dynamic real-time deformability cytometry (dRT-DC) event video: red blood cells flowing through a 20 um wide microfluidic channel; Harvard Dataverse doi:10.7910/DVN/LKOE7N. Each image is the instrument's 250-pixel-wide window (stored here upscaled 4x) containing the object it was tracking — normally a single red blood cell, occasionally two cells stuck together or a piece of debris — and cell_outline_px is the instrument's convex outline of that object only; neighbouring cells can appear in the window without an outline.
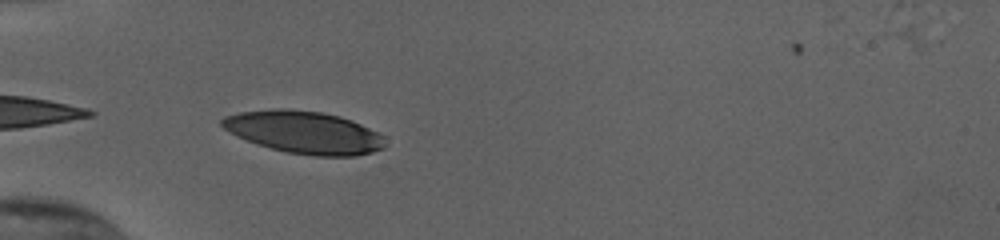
{"species": "human", "species_latin": "Homo sapiens", "temperature_condition": "cold", "stored_images_in_passage": 35, "camera_frame_rate_fps": 3000, "um_per_image_px": 0.085, "donor": {"sex": "female"}, "frame": {"image": 1, "passage_image": 1, "time_ms": 0.0, "image_size_px": [1000, 240], "cell_outline_px": [[384, 148], [372, 152], [356, 156], [316, 156], [288, 152], [272, 148], [236, 136], [224, 128], [220, 124], [220, 120], [224, 116], [240, 112], [276, 108], [288, 108], [320, 112], [340, 116], [352, 120], [384, 136]], "centroid_in_image_um": [25.85, 11.23], "position_along_channel_um": 59.2, "area_um2": 40.11}}
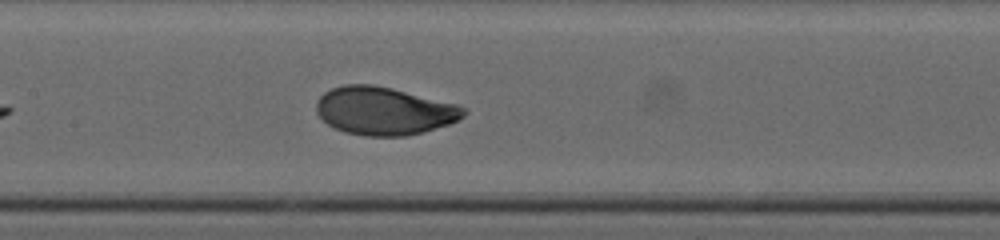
{"frame": {"image": 2, "passage_image": 11, "time_ms": 3.333, "image_size_px": [1000, 240], "cell_outline_px": [[468, 112], [464, 116], [448, 124], [424, 132], [404, 136], [364, 136], [344, 132], [328, 124], [316, 112], [316, 100], [324, 92], [332, 88], [344, 84], [372, 84], [392, 88], [456, 104], [464, 108]], "centroid_in_image_um": [32.62, 9.42], "position_along_channel_um": 174.8, "area_um2": 41.1}}
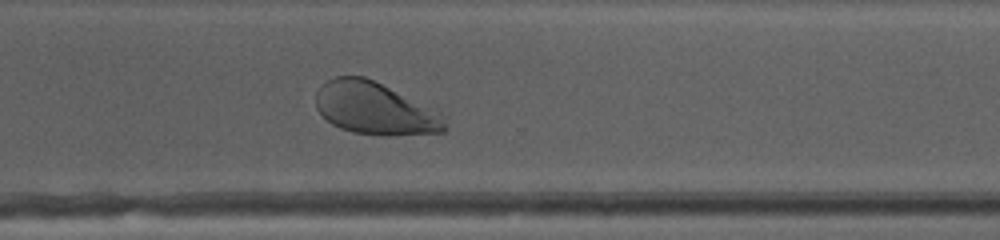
{"frame": {"image": 3, "passage_image": 24, "time_ms": 7.667, "image_size_px": [1000, 240], "cell_outline_px": [[448, 128], [444, 132], [388, 136], [384, 136], [352, 132], [340, 128], [332, 124], [316, 108], [316, 92], [328, 80], [336, 76], [364, 76], [440, 104]], "centroid_in_image_um": [32.08, 9.2], "position_along_channel_um": 338.5, "area_um2": 41.38}, "authors_computed_cell_mechanics": {"area_um2": 41.0958, "velocity_mm_per_s": 3.7916, "shape_relaxation_time_tau1_ms": 2.3435, "shape_relaxation_time_tau2_ms": null, "deformation_change_tau1": 0.1498, "deformation_change_tau2": null}}